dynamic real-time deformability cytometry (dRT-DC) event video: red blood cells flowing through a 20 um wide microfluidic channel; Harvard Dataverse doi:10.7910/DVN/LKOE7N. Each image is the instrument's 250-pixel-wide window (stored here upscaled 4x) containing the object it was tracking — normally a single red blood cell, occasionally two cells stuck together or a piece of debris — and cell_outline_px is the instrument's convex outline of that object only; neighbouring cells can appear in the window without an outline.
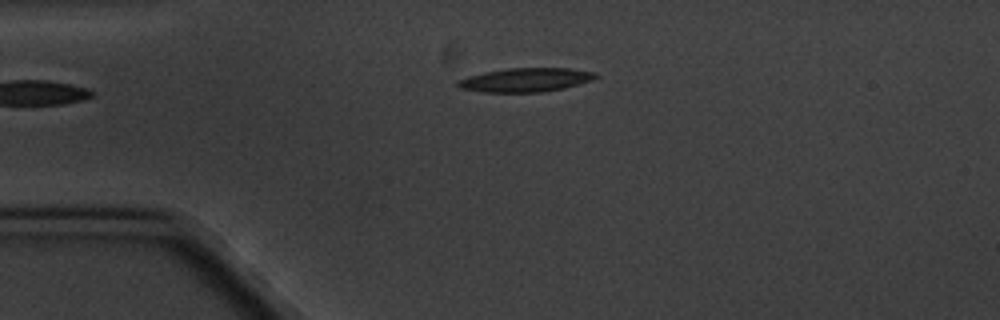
{"species": "common noctule bat (a hibernating species)", "species_latin": "Nyctalus noctula", "temperature_condition": "cold", "stored_images_in_passage": 4, "camera_frame_rate_fps": 3000, "um_per_image_px": 0.085, "animal": {"sex": "male", "body_mass_g": 20.1, "forearm_length_mm": 53.5}, "frame": {"image": 1, "passage_image": 4, "time_ms": 3.667, "image_size_px": [1000, 320], "cell_outline_px": [[600, 76], [592, 80], [564, 88], [540, 92], [484, 92], [460, 88], [456, 84], [460, 80], [468, 76], [484, 72], [508, 68], [572, 68], [596, 72]], "centroid_in_image_um": [44.72, 6.78], "position_along_channel_um": 40.3, "area_um2": 19.13}}